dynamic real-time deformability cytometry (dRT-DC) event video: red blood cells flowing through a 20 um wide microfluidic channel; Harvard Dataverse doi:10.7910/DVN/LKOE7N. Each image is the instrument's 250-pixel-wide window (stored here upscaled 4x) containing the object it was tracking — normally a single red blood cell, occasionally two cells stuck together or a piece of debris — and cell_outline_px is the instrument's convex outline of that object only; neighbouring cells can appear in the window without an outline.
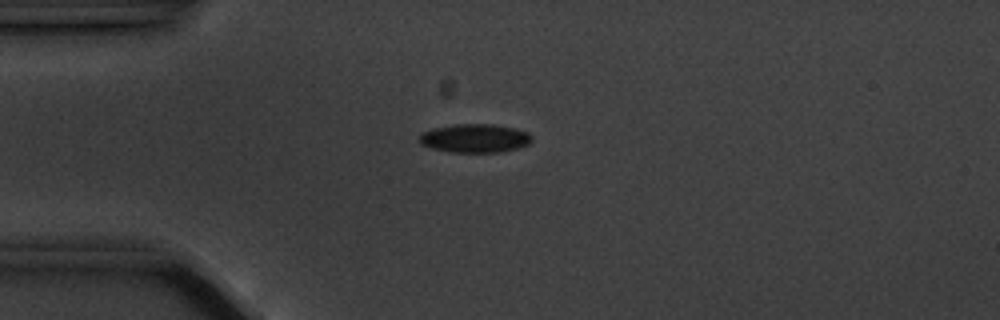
{"species": "common noctule bat (a hibernating species)", "species_latin": "Nyctalus noctula", "temperature_condition": "cold", "stored_images_in_passage": 5, "camera_frame_rate_fps": 3000, "um_per_image_px": 0.085, "animal": {"sex": "male", "body_mass_g": 20.1, "forearm_length_mm": 53.5}, "frame": {"image": 1, "passage_image": 4, "time_ms": 3.333, "image_size_px": [1000, 320], "cell_outline_px": [[532, 140], [528, 144], [516, 148], [500, 152], [452, 152], [432, 148], [420, 144], [420, 132], [436, 128], [456, 124], [492, 124], [516, 128], [528, 132], [532, 136]], "centroid_in_image_um": [40.38, 11.75], "position_along_channel_um": 44.6, "area_um2": 18.67}}